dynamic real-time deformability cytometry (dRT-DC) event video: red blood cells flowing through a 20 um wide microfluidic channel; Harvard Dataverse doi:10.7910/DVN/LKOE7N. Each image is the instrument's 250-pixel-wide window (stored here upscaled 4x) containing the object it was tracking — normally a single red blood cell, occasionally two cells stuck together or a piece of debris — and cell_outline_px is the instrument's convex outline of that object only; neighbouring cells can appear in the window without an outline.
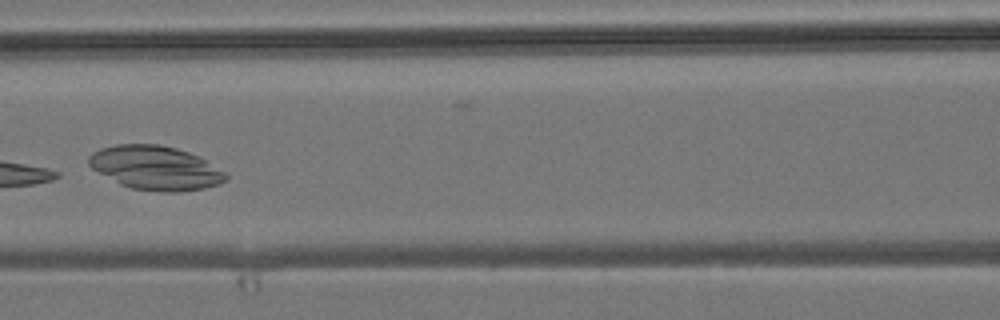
{"species": "common noctule bat (a hibernating species)", "species_latin": "Nyctalus noctula", "temperature_condition": "room temperature", "stored_images_in_passage": 9, "camera_frame_rate_fps": 3000, "um_per_image_px": 0.085, "animal": {"sex": "male", "body_mass_g": 19.2, "forearm_length_mm": 51.8}, "frame": {"image": 1, "passage_image": 7, "time_ms": 7.0, "image_size_px": [1000, 320], "cell_outline_px": [[228, 176], [220, 184], [204, 188], [180, 192], [164, 192], [132, 188], [120, 184], [92, 168], [88, 164], [88, 156], [92, 152], [100, 148], [116, 144], [160, 144], [176, 148], [200, 156], [224, 172]], "centroid_in_image_um": [13.21, 14.26], "position_along_channel_um": 153.4, "area_um2": 35.03}}
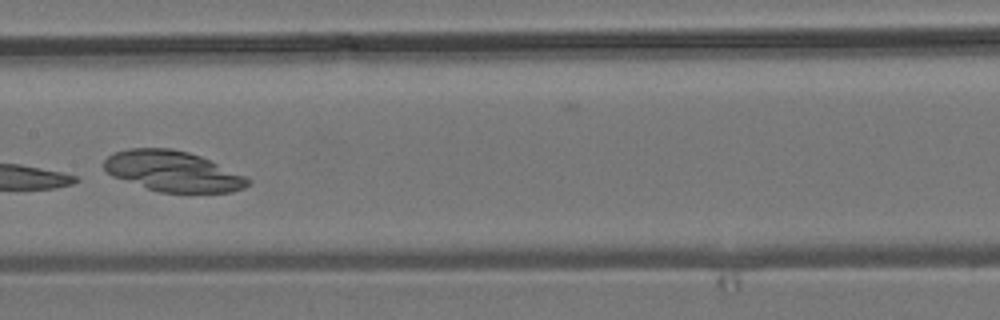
{"frame": {"image": 2, "passage_image": 8, "time_ms": 8.0, "image_size_px": [1000, 320], "cell_outline_px": [[252, 180], [244, 188], [232, 192], [160, 192], [112, 176], [104, 168], [104, 160], [112, 152], [128, 148], [172, 148], [188, 152], [200, 156], [248, 176]], "centroid_in_image_um": [14.72, 14.54], "position_along_channel_um": 192.7, "area_um2": 33.93}}